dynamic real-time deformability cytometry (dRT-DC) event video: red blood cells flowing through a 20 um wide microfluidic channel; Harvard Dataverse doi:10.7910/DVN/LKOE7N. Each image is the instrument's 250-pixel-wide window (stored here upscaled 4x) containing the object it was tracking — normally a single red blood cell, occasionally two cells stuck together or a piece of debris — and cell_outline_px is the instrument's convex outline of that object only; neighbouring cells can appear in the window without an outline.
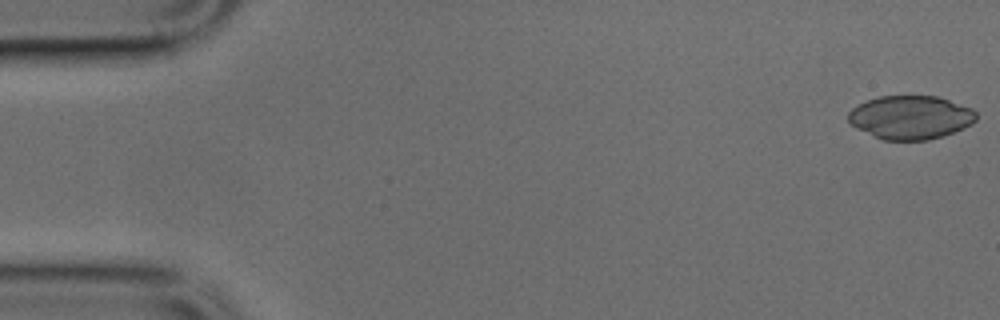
{"species": "common noctule bat (a hibernating species)", "species_latin": "Nyctalus noctula", "temperature_condition": "cold", "stored_images_in_passage": 48, "camera_frame_rate_fps": 3000, "um_per_image_px": 0.085, "animal": {"sex": "male", "body_mass_g": 17.9, "forearm_length_mm": 54.2}, "frame": {"image": 1, "passage_image": 1, "time_ms": 0.0, "image_size_px": [1000, 320], "cell_outline_px": [[976, 120], [972, 124], [964, 128], [944, 136], [928, 140], [884, 140], [856, 128], [848, 120], [848, 112], [852, 108], [868, 100], [880, 96], [936, 96], [972, 108], [976, 112]], "centroid_in_image_um": [77.41, 9.98], "position_along_channel_um": 7.6, "area_um2": 32.37}}